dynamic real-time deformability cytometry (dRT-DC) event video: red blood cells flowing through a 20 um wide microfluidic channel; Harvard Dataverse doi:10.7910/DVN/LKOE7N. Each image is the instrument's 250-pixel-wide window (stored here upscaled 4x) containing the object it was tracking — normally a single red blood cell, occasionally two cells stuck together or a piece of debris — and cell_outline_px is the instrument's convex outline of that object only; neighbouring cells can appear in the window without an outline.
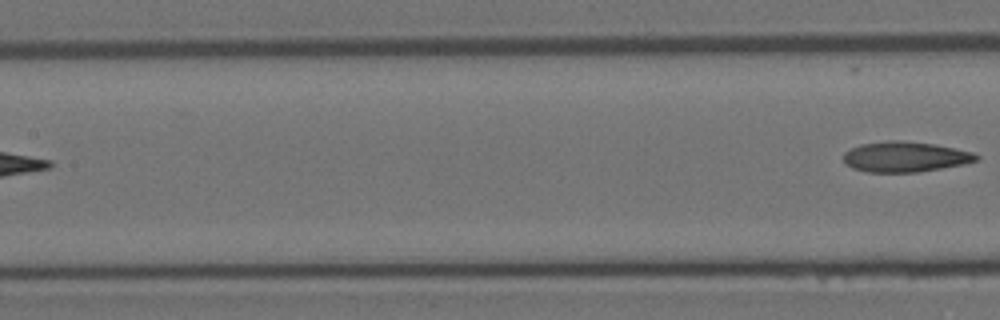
{"species": "Egyptian fruit bat (a non-hibernating species)", "species_latin": "Rousettus aegyptiacus", "temperature_condition": "room temperature", "stored_images_in_passage": 7, "segment_of_instrument_passage": [2, 2], "camera_frame_rate_fps": 3000, "um_per_image_px": 0.085, "animal": {"sex": "female"}, "frame": {"image": 1, "passage_image": 7, "time_ms": 2.0, "image_size_px": [1000, 320], "cell_outline_px": [[980, 156], [976, 160], [964, 164], [916, 172], [868, 172], [852, 168], [844, 164], [844, 152], [860, 144], [888, 140], [900, 140], [932, 144], [972, 152]], "centroid_in_image_um": [76.88, 13.33], "position_along_channel_um": 130.5, "area_um2": 23.29}}